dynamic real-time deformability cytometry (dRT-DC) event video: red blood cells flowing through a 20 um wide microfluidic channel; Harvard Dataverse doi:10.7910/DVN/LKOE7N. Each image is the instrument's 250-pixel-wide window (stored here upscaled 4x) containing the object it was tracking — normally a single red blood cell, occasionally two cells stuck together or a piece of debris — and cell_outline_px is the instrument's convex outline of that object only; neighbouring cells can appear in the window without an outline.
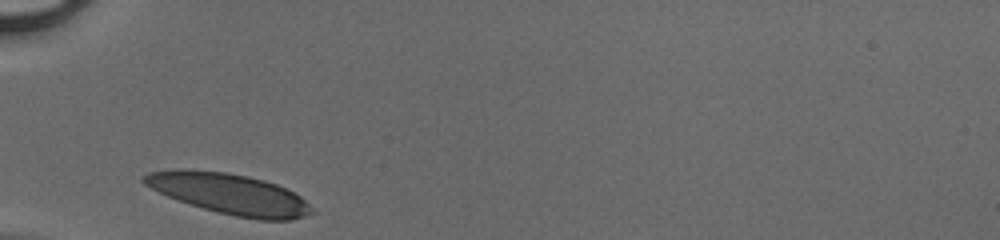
{"species": "human", "species_latin": "Homo sapiens", "temperature_condition": "cold", "stored_images_in_passage": 25, "camera_frame_rate_fps": 3000, "um_per_image_px": 0.085, "donor": {"sex": "male"}, "frame": {"image": 1, "passage_image": 1, "time_ms": 0.0, "image_size_px": [1000, 240], "cell_outline_px": [[316, 212], [292, 220], [256, 220], [236, 216], [204, 208], [168, 196], [144, 184], [140, 180], [148, 172], [224, 172], [248, 176], [264, 180], [276, 184], [300, 196]], "centroid_in_image_um": [19.62, 16.53], "position_along_channel_um": 65.4, "area_um2": 38.26}}
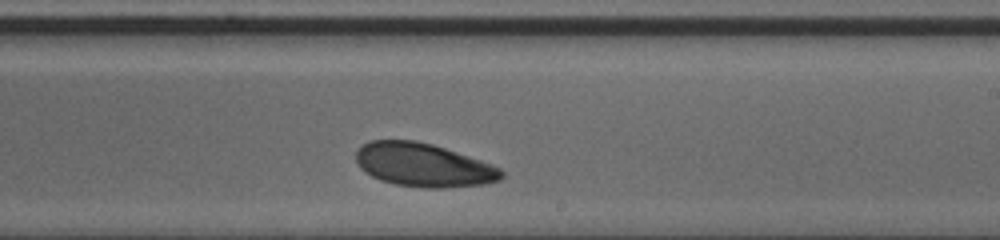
{"frame": {"image": 2, "passage_image": 15, "time_ms": 4.667, "image_size_px": [1000, 240], "cell_outline_px": [[504, 176], [500, 180], [484, 184], [448, 188], [428, 188], [396, 184], [380, 180], [364, 172], [360, 168], [356, 160], [356, 152], [368, 140], [416, 140], [432, 144], [492, 164], [500, 168], [504, 172]], "centroid_in_image_um": [35.99, 14.03], "position_along_channel_um": 253.0, "area_um2": 36.88}}
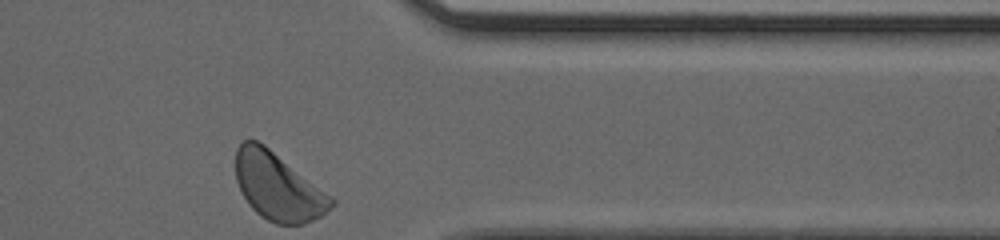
{"frame": {"image": 3, "passage_image": 25, "time_ms": 8.0, "image_size_px": [1000, 240], "cell_outline_px": [[336, 204], [332, 208], [320, 216], [304, 224], [276, 224], [260, 216], [248, 204], [236, 180], [236, 148], [244, 140], [256, 140], [264, 144], [336, 200]], "centroid_in_image_um": [23.62, 15.87], "position_along_channel_um": 387.8, "area_um2": 37.22}}